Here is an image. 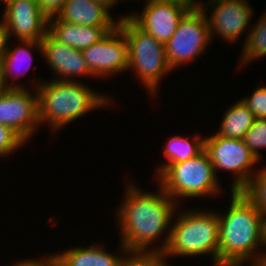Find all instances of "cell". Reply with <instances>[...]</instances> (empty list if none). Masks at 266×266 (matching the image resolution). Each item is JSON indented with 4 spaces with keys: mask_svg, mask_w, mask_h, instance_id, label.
Listing matches in <instances>:
<instances>
[{
    "mask_svg": "<svg viewBox=\"0 0 266 266\" xmlns=\"http://www.w3.org/2000/svg\"><path fill=\"white\" fill-rule=\"evenodd\" d=\"M0 20L4 39L41 41L48 33V18L36 0H9Z\"/></svg>",
    "mask_w": 266,
    "mask_h": 266,
    "instance_id": "cell-11",
    "label": "cell"
},
{
    "mask_svg": "<svg viewBox=\"0 0 266 266\" xmlns=\"http://www.w3.org/2000/svg\"><path fill=\"white\" fill-rule=\"evenodd\" d=\"M42 57L47 65L56 74L53 80L56 81H77L75 77L95 78L83 57L81 50L74 49L65 44L59 43L49 33L41 40Z\"/></svg>",
    "mask_w": 266,
    "mask_h": 266,
    "instance_id": "cell-14",
    "label": "cell"
},
{
    "mask_svg": "<svg viewBox=\"0 0 266 266\" xmlns=\"http://www.w3.org/2000/svg\"><path fill=\"white\" fill-rule=\"evenodd\" d=\"M163 1H175L189 7L190 9L201 8V5L203 3V1L198 2L197 0H163Z\"/></svg>",
    "mask_w": 266,
    "mask_h": 266,
    "instance_id": "cell-29",
    "label": "cell"
},
{
    "mask_svg": "<svg viewBox=\"0 0 266 266\" xmlns=\"http://www.w3.org/2000/svg\"><path fill=\"white\" fill-rule=\"evenodd\" d=\"M3 1V3L6 5L8 2H9V0H0V2H2Z\"/></svg>",
    "mask_w": 266,
    "mask_h": 266,
    "instance_id": "cell-35",
    "label": "cell"
},
{
    "mask_svg": "<svg viewBox=\"0 0 266 266\" xmlns=\"http://www.w3.org/2000/svg\"><path fill=\"white\" fill-rule=\"evenodd\" d=\"M202 135H195L189 139L186 136L175 135L170 137L164 146L163 154L167 161L160 164L156 169L157 177L169 164L184 162L196 157L204 150V138ZM186 137V138H185Z\"/></svg>",
    "mask_w": 266,
    "mask_h": 266,
    "instance_id": "cell-19",
    "label": "cell"
},
{
    "mask_svg": "<svg viewBox=\"0 0 266 266\" xmlns=\"http://www.w3.org/2000/svg\"><path fill=\"white\" fill-rule=\"evenodd\" d=\"M230 197L227 212H217L218 266H244L249 261V266H260L266 250L262 249L266 248V217L241 191H231Z\"/></svg>",
    "mask_w": 266,
    "mask_h": 266,
    "instance_id": "cell-2",
    "label": "cell"
},
{
    "mask_svg": "<svg viewBox=\"0 0 266 266\" xmlns=\"http://www.w3.org/2000/svg\"><path fill=\"white\" fill-rule=\"evenodd\" d=\"M57 18L84 26L117 27L119 22L108 8L94 0H66Z\"/></svg>",
    "mask_w": 266,
    "mask_h": 266,
    "instance_id": "cell-17",
    "label": "cell"
},
{
    "mask_svg": "<svg viewBox=\"0 0 266 266\" xmlns=\"http://www.w3.org/2000/svg\"><path fill=\"white\" fill-rule=\"evenodd\" d=\"M92 244L87 247H71L54 255L60 260L62 266H118L128 252L121 242L118 249L122 254L118 252L119 255L106 251L104 246H101L103 244H95V242Z\"/></svg>",
    "mask_w": 266,
    "mask_h": 266,
    "instance_id": "cell-18",
    "label": "cell"
},
{
    "mask_svg": "<svg viewBox=\"0 0 266 266\" xmlns=\"http://www.w3.org/2000/svg\"><path fill=\"white\" fill-rule=\"evenodd\" d=\"M243 140L255 157L262 161L259 150L266 148V119L256 118L253 125L245 133Z\"/></svg>",
    "mask_w": 266,
    "mask_h": 266,
    "instance_id": "cell-23",
    "label": "cell"
},
{
    "mask_svg": "<svg viewBox=\"0 0 266 266\" xmlns=\"http://www.w3.org/2000/svg\"><path fill=\"white\" fill-rule=\"evenodd\" d=\"M260 266H266V256H265L264 259L262 260Z\"/></svg>",
    "mask_w": 266,
    "mask_h": 266,
    "instance_id": "cell-34",
    "label": "cell"
},
{
    "mask_svg": "<svg viewBox=\"0 0 266 266\" xmlns=\"http://www.w3.org/2000/svg\"><path fill=\"white\" fill-rule=\"evenodd\" d=\"M116 27L84 26L59 20L48 19V33L59 43L77 50L88 48L100 41Z\"/></svg>",
    "mask_w": 266,
    "mask_h": 266,
    "instance_id": "cell-16",
    "label": "cell"
},
{
    "mask_svg": "<svg viewBox=\"0 0 266 266\" xmlns=\"http://www.w3.org/2000/svg\"><path fill=\"white\" fill-rule=\"evenodd\" d=\"M22 266H62V263L54 254H46L40 259H22Z\"/></svg>",
    "mask_w": 266,
    "mask_h": 266,
    "instance_id": "cell-28",
    "label": "cell"
},
{
    "mask_svg": "<svg viewBox=\"0 0 266 266\" xmlns=\"http://www.w3.org/2000/svg\"><path fill=\"white\" fill-rule=\"evenodd\" d=\"M123 202L116 211L120 242L128 252H158L166 249L171 223L179 205L158 185V193L145 192L134 183L126 185ZM170 228V229H169ZM168 233H167V232ZM165 235L162 244L155 242ZM150 246V247H149Z\"/></svg>",
    "mask_w": 266,
    "mask_h": 266,
    "instance_id": "cell-1",
    "label": "cell"
},
{
    "mask_svg": "<svg viewBox=\"0 0 266 266\" xmlns=\"http://www.w3.org/2000/svg\"><path fill=\"white\" fill-rule=\"evenodd\" d=\"M44 81L33 83L32 90L37 92L39 124L47 123L52 135L94 109L113 105L112 98L95 92L84 82Z\"/></svg>",
    "mask_w": 266,
    "mask_h": 266,
    "instance_id": "cell-3",
    "label": "cell"
},
{
    "mask_svg": "<svg viewBox=\"0 0 266 266\" xmlns=\"http://www.w3.org/2000/svg\"><path fill=\"white\" fill-rule=\"evenodd\" d=\"M207 1L202 3L201 9L205 12L211 39H215L218 35L222 41L236 43L242 33H247L248 36L247 30L254 10L247 0ZM208 7L212 9L210 16L206 12Z\"/></svg>",
    "mask_w": 266,
    "mask_h": 266,
    "instance_id": "cell-9",
    "label": "cell"
},
{
    "mask_svg": "<svg viewBox=\"0 0 266 266\" xmlns=\"http://www.w3.org/2000/svg\"><path fill=\"white\" fill-rule=\"evenodd\" d=\"M3 35H2V32H1V29H0V54H1V49H2V43H3Z\"/></svg>",
    "mask_w": 266,
    "mask_h": 266,
    "instance_id": "cell-32",
    "label": "cell"
},
{
    "mask_svg": "<svg viewBox=\"0 0 266 266\" xmlns=\"http://www.w3.org/2000/svg\"><path fill=\"white\" fill-rule=\"evenodd\" d=\"M157 183L176 203L182 198L216 197L222 191V184L204 150L184 162L169 164L157 176Z\"/></svg>",
    "mask_w": 266,
    "mask_h": 266,
    "instance_id": "cell-6",
    "label": "cell"
},
{
    "mask_svg": "<svg viewBox=\"0 0 266 266\" xmlns=\"http://www.w3.org/2000/svg\"><path fill=\"white\" fill-rule=\"evenodd\" d=\"M7 89V87L4 85L3 76L1 72V66H0V95Z\"/></svg>",
    "mask_w": 266,
    "mask_h": 266,
    "instance_id": "cell-31",
    "label": "cell"
},
{
    "mask_svg": "<svg viewBox=\"0 0 266 266\" xmlns=\"http://www.w3.org/2000/svg\"><path fill=\"white\" fill-rule=\"evenodd\" d=\"M266 217V167L257 170L241 191Z\"/></svg>",
    "mask_w": 266,
    "mask_h": 266,
    "instance_id": "cell-22",
    "label": "cell"
},
{
    "mask_svg": "<svg viewBox=\"0 0 266 266\" xmlns=\"http://www.w3.org/2000/svg\"><path fill=\"white\" fill-rule=\"evenodd\" d=\"M117 19L128 44V70L135 71L150 96L158 94L162 78L173 71L166 59L165 44L139 28L128 14Z\"/></svg>",
    "mask_w": 266,
    "mask_h": 266,
    "instance_id": "cell-5",
    "label": "cell"
},
{
    "mask_svg": "<svg viewBox=\"0 0 266 266\" xmlns=\"http://www.w3.org/2000/svg\"><path fill=\"white\" fill-rule=\"evenodd\" d=\"M162 253L127 252L118 266H170Z\"/></svg>",
    "mask_w": 266,
    "mask_h": 266,
    "instance_id": "cell-24",
    "label": "cell"
},
{
    "mask_svg": "<svg viewBox=\"0 0 266 266\" xmlns=\"http://www.w3.org/2000/svg\"><path fill=\"white\" fill-rule=\"evenodd\" d=\"M255 118L266 119V86H259L253 91L251 96H245L240 99Z\"/></svg>",
    "mask_w": 266,
    "mask_h": 266,
    "instance_id": "cell-26",
    "label": "cell"
},
{
    "mask_svg": "<svg viewBox=\"0 0 266 266\" xmlns=\"http://www.w3.org/2000/svg\"><path fill=\"white\" fill-rule=\"evenodd\" d=\"M0 124L28 143L39 127L36 89L7 88L0 95Z\"/></svg>",
    "mask_w": 266,
    "mask_h": 266,
    "instance_id": "cell-10",
    "label": "cell"
},
{
    "mask_svg": "<svg viewBox=\"0 0 266 266\" xmlns=\"http://www.w3.org/2000/svg\"><path fill=\"white\" fill-rule=\"evenodd\" d=\"M18 41L19 45L14 48L8 45L10 44L8 43L9 42L8 39H4L2 43V49L0 54V66H1L4 85L7 88H26L23 87L24 85L16 83L15 81L16 80L18 81L20 75L23 74L25 75V73H27V71L31 67L32 65L31 63L33 62L32 50L36 47L35 49H37L38 52L42 54L41 41H34V40H18ZM23 62L25 63V65ZM21 64L25 68H23ZM10 76H13L11 80L9 79ZM9 80L12 82H10Z\"/></svg>",
    "mask_w": 266,
    "mask_h": 266,
    "instance_id": "cell-15",
    "label": "cell"
},
{
    "mask_svg": "<svg viewBox=\"0 0 266 266\" xmlns=\"http://www.w3.org/2000/svg\"><path fill=\"white\" fill-rule=\"evenodd\" d=\"M94 1L104 5L106 8L111 10L112 7L116 6L120 2L122 3L123 0H94Z\"/></svg>",
    "mask_w": 266,
    "mask_h": 266,
    "instance_id": "cell-30",
    "label": "cell"
},
{
    "mask_svg": "<svg viewBox=\"0 0 266 266\" xmlns=\"http://www.w3.org/2000/svg\"><path fill=\"white\" fill-rule=\"evenodd\" d=\"M66 0H38L40 11L49 19L57 17Z\"/></svg>",
    "mask_w": 266,
    "mask_h": 266,
    "instance_id": "cell-27",
    "label": "cell"
},
{
    "mask_svg": "<svg viewBox=\"0 0 266 266\" xmlns=\"http://www.w3.org/2000/svg\"><path fill=\"white\" fill-rule=\"evenodd\" d=\"M12 266H22V260L16 261Z\"/></svg>",
    "mask_w": 266,
    "mask_h": 266,
    "instance_id": "cell-33",
    "label": "cell"
},
{
    "mask_svg": "<svg viewBox=\"0 0 266 266\" xmlns=\"http://www.w3.org/2000/svg\"><path fill=\"white\" fill-rule=\"evenodd\" d=\"M204 151L214 166L215 174L219 170L233 173V192L242 191L248 185L257 172L253 166L260 163L243 139L228 138L216 133L204 137Z\"/></svg>",
    "mask_w": 266,
    "mask_h": 266,
    "instance_id": "cell-7",
    "label": "cell"
},
{
    "mask_svg": "<svg viewBox=\"0 0 266 266\" xmlns=\"http://www.w3.org/2000/svg\"><path fill=\"white\" fill-rule=\"evenodd\" d=\"M216 134L235 139H243L256 119L249 108L239 99L226 109Z\"/></svg>",
    "mask_w": 266,
    "mask_h": 266,
    "instance_id": "cell-20",
    "label": "cell"
},
{
    "mask_svg": "<svg viewBox=\"0 0 266 266\" xmlns=\"http://www.w3.org/2000/svg\"><path fill=\"white\" fill-rule=\"evenodd\" d=\"M26 142L11 128L0 124V157L12 154L19 150Z\"/></svg>",
    "mask_w": 266,
    "mask_h": 266,
    "instance_id": "cell-25",
    "label": "cell"
},
{
    "mask_svg": "<svg viewBox=\"0 0 266 266\" xmlns=\"http://www.w3.org/2000/svg\"><path fill=\"white\" fill-rule=\"evenodd\" d=\"M262 14L259 17L260 19L248 30V36L245 38L241 50L240 67L246 66L247 63L257 58L266 56V12Z\"/></svg>",
    "mask_w": 266,
    "mask_h": 266,
    "instance_id": "cell-21",
    "label": "cell"
},
{
    "mask_svg": "<svg viewBox=\"0 0 266 266\" xmlns=\"http://www.w3.org/2000/svg\"><path fill=\"white\" fill-rule=\"evenodd\" d=\"M81 52L95 78L111 77L128 71V44L119 26Z\"/></svg>",
    "mask_w": 266,
    "mask_h": 266,
    "instance_id": "cell-12",
    "label": "cell"
},
{
    "mask_svg": "<svg viewBox=\"0 0 266 266\" xmlns=\"http://www.w3.org/2000/svg\"><path fill=\"white\" fill-rule=\"evenodd\" d=\"M208 21L201 8L190 9L165 44L166 59L172 70L201 58L212 42Z\"/></svg>",
    "mask_w": 266,
    "mask_h": 266,
    "instance_id": "cell-8",
    "label": "cell"
},
{
    "mask_svg": "<svg viewBox=\"0 0 266 266\" xmlns=\"http://www.w3.org/2000/svg\"><path fill=\"white\" fill-rule=\"evenodd\" d=\"M192 209L183 210L173 218L169 242L162 254L166 260L169 256L184 258L209 254L212 266H218V214L213 210Z\"/></svg>",
    "mask_w": 266,
    "mask_h": 266,
    "instance_id": "cell-4",
    "label": "cell"
},
{
    "mask_svg": "<svg viewBox=\"0 0 266 266\" xmlns=\"http://www.w3.org/2000/svg\"><path fill=\"white\" fill-rule=\"evenodd\" d=\"M145 2L143 11L141 13L132 11L129 18L157 41L166 44L190 8L175 1L145 0Z\"/></svg>",
    "mask_w": 266,
    "mask_h": 266,
    "instance_id": "cell-13",
    "label": "cell"
}]
</instances>
